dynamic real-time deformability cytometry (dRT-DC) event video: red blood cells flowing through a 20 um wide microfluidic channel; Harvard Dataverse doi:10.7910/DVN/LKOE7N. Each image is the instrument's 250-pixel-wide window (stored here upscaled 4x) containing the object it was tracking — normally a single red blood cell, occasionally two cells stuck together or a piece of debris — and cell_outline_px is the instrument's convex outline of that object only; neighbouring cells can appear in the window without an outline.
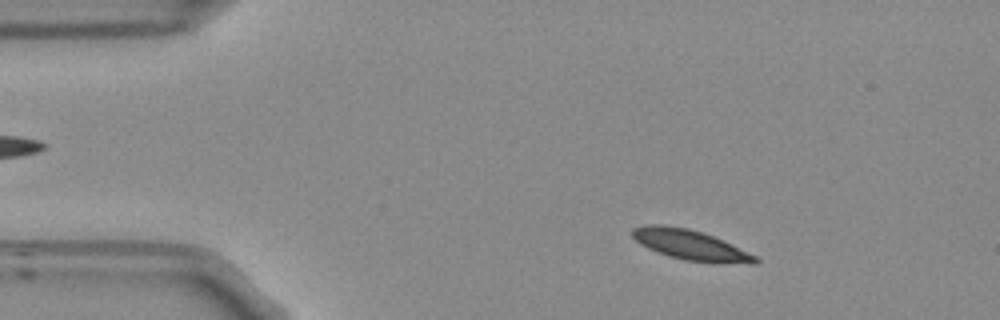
{"species": "Egyptian fruit bat (a non-hibernating species)", "species_latin": "Rousettus aegyptiacus", "temperature_condition": "room temperature", "stored_images_in_passage": 52, "camera_frame_rate_fps": 3000, "um_per_image_px": 0.085, "frame": {"image": 1, "passage_image": 6, "time_ms": 1.667, "image_size_px": [1000, 320], "cell_outline_px": [[760, 260], [756, 264], [716, 264], [684, 260], [668, 256], [656, 252], [640, 244], [632, 236], [632, 228], [652, 224], [660, 224], [688, 228], [712, 236], [756, 256]], "centroid_in_image_um": [58.69, 20.85], "position_along_channel_um": 26.3, "area_um2": 21.62}}
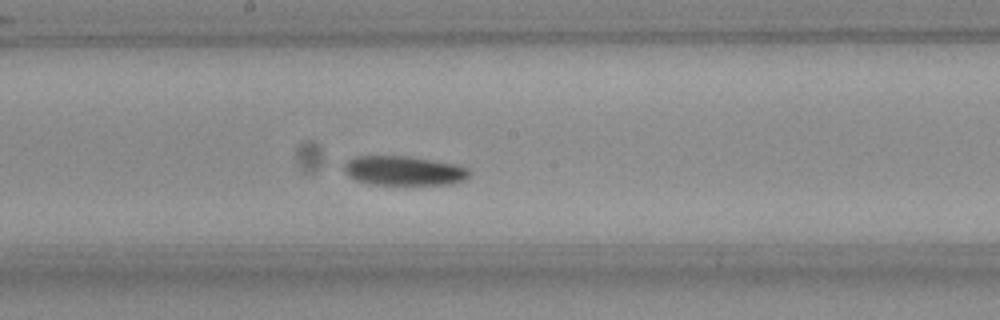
{"frame": {"image": 2, "passage_image": 26, "time_ms": 8.333, "image_size_px": [1000, 320], "cell_outline_px": [[472, 172], [464, 180], [456, 184], [368, 184], [356, 180], [348, 176], [344, 168], [344, 164], [348, 160], [356, 156], [404, 156], [432, 160], [456, 164], [468, 168]], "centroid_in_image_um": [34.35, 14.51], "position_along_channel_um": 213.9, "area_um2": 21.44}}
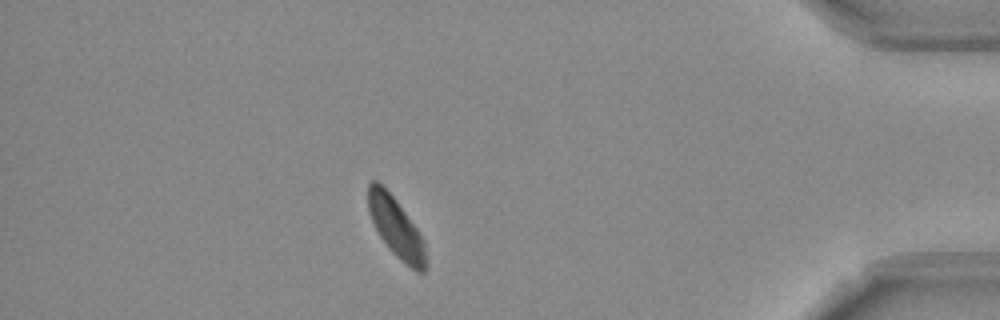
{"frame": {"image": 3, "passage_image": 45, "time_ms": 14.667, "image_size_px": [1000, 320], "cell_outline_px": [[428, 264], [424, 272], [416, 272], [400, 260], [388, 248], [380, 236], [372, 220], [368, 208], [368, 184], [372, 180], [376, 180], [392, 196], [416, 228], [424, 240], [428, 260]], "centroid_in_image_um": [33.7, 19.41], "position_along_channel_um": 401.5, "area_um2": 19.88}}